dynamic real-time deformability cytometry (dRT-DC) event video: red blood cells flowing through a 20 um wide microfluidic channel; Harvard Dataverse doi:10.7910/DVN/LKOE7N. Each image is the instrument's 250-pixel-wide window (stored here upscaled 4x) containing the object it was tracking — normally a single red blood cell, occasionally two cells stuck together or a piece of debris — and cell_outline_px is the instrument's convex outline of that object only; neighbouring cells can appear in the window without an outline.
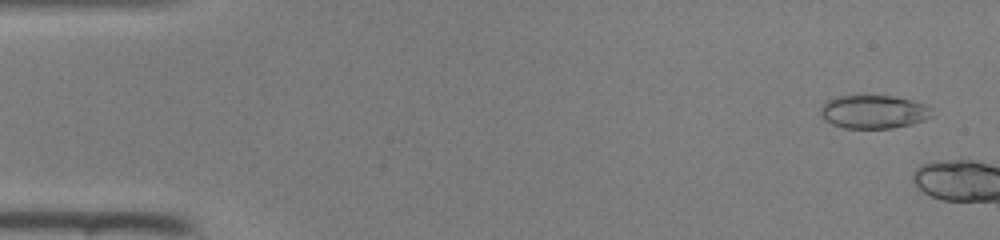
{"species": "common noctule bat (a hibernating species)", "species_latin": "Nyctalus noctula", "temperature_condition": "room temperature", "stored_images_in_passage": 5, "camera_frame_rate_fps": 3000, "um_per_image_px": 0.085, "animal": {"sex": "female", "body_mass_g": 22.0, "forearm_length_mm": 56.7}, "frame": {"image": 1, "passage_image": 2, "time_ms": 0.333, "image_size_px": [1000, 240], "cell_outline_px": [[932, 116], [924, 120], [912, 124], [892, 128], [844, 128], [832, 124], [824, 120], [820, 116], [820, 108], [828, 100], [836, 96], [892, 96], [912, 100], [924, 104], [932, 108]], "centroid_in_image_um": [74.25, 9.51], "position_along_channel_um": 10.7, "area_um2": 21.73}}